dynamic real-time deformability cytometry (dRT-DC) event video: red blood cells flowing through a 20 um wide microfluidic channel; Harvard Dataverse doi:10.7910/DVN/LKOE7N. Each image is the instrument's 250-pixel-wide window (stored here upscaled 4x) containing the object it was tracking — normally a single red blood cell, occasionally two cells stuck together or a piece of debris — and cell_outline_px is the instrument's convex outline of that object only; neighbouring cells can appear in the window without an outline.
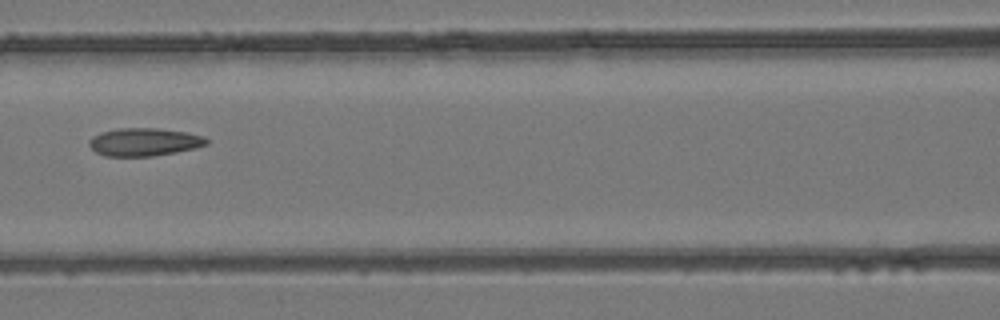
{"species": "common noctule bat (a hibernating species)", "species_latin": "Nyctalus noctula", "temperature_condition": "room temperature", "stored_images_in_passage": 7, "camera_frame_rate_fps": 3000, "um_per_image_px": 0.085, "animal": {"sex": "female", "body_mass_g": 24.6, "forearm_length_mm": 56.2}, "frame": {"image": 1, "passage_image": 6, "time_ms": 1.667, "image_size_px": [1000, 320], "cell_outline_px": [[208, 144], [176, 152], [152, 156], [104, 156], [96, 152], [88, 144], [88, 140], [92, 136], [100, 132], [116, 128], [156, 128], [184, 132], [204, 136], [208, 140]], "centroid_in_image_um": [12.2, 12.06], "position_along_channel_um": 154.4, "area_um2": 19.07}}
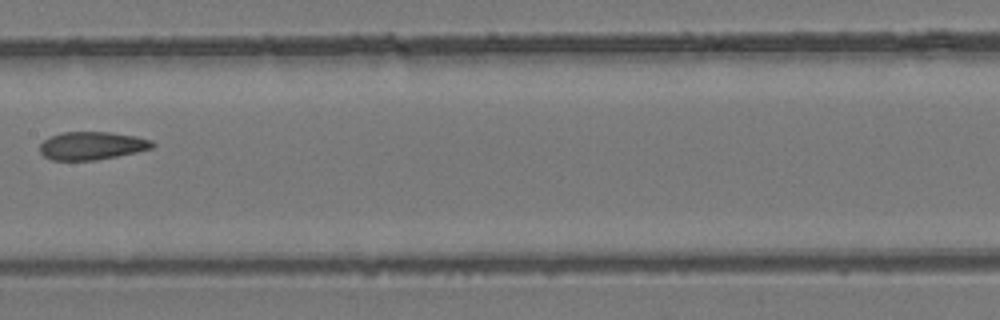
{"frame": {"image": 2, "passage_image": 7, "time_ms": 2.0, "image_size_px": [1000, 320], "cell_outline_px": [[156, 144], [152, 148], [136, 152], [96, 160], [52, 160], [44, 156], [40, 152], [40, 144], [44, 140], [52, 136], [64, 132], [108, 132], [136, 136], [152, 140]], "centroid_in_image_um": [7.82, 12.38], "position_along_channel_um": 199.6, "area_um2": 18.26}}